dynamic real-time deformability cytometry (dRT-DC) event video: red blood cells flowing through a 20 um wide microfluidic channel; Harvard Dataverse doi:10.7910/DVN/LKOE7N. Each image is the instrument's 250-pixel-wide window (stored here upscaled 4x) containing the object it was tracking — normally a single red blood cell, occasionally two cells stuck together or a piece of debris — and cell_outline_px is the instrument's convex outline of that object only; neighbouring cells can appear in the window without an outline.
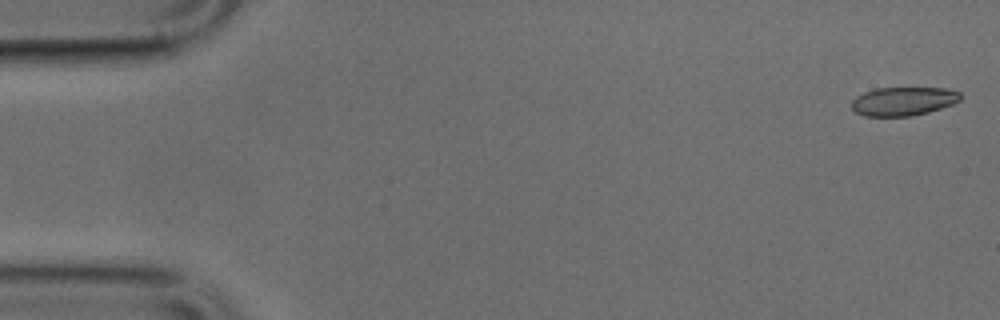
{"species": "common noctule bat (a hibernating species)", "species_latin": "Nyctalus noctula", "temperature_condition": "cold", "stored_images_in_passage": 16, "camera_frame_rate_fps": 3000, "um_per_image_px": 0.085, "animal": {"sex": "male", "body_mass_g": 17.9, "forearm_length_mm": 54.2}, "frame": {"image": 1, "passage_image": 1, "time_ms": 0.0, "image_size_px": [1000, 320], "cell_outline_px": [[964, 96], [960, 100], [952, 104], [928, 112], [912, 116], [864, 116], [856, 112], [852, 108], [852, 100], [856, 96], [864, 92], [876, 88], [948, 88], [960, 92]], "centroid_in_image_um": [76.8, 8.6], "position_along_channel_um": 8.2, "area_um2": 18.26}}
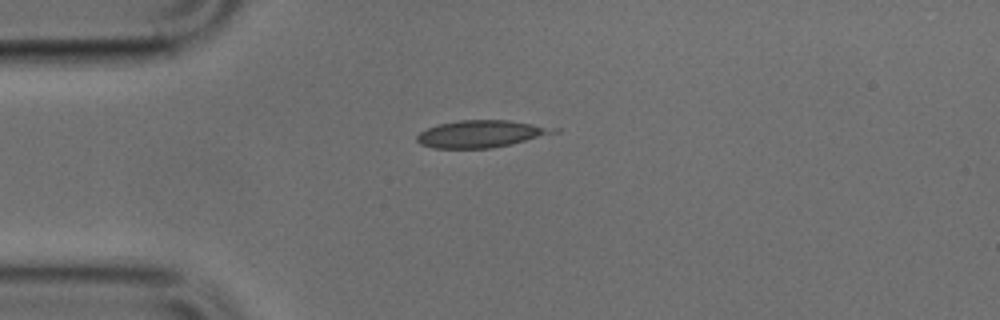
{"frame": {"image": 2, "passage_image": 12, "time_ms": 3.667, "image_size_px": [1000, 320], "cell_outline_px": [[560, 132], [492, 148], [432, 148], [420, 144], [416, 140], [416, 136], [420, 132], [428, 128], [440, 124], [460, 120], [508, 120], [560, 128]], "centroid_in_image_um": [40.9, 11.37], "position_along_channel_um": 44.1, "area_um2": 21.56}}